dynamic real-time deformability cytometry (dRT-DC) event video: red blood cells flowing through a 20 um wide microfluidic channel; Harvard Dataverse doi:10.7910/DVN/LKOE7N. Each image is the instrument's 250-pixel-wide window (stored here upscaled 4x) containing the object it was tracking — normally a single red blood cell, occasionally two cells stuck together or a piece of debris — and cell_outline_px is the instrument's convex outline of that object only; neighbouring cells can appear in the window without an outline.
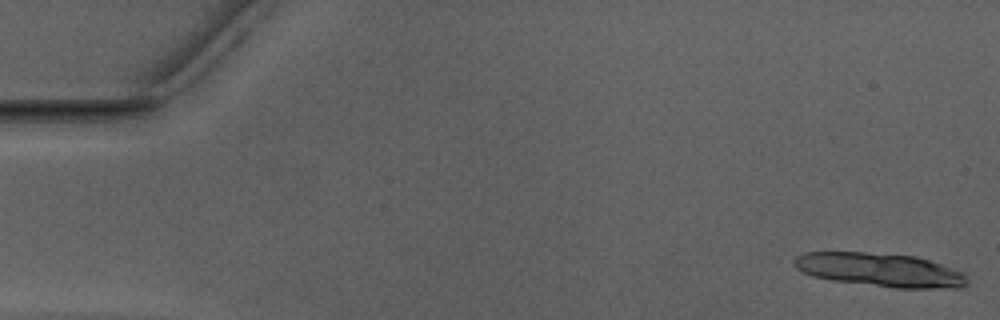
{"species": "Egyptian fruit bat (a non-hibernating species)", "species_latin": "Rousettus aegyptiacus", "temperature_condition": "warm", "stored_images_in_passage": 12, "camera_frame_rate_fps": 3000, "um_per_image_px": 0.085, "animal": {"sex": "male"}, "frame": {"image": 1, "passage_image": 1, "time_ms": 0.0, "image_size_px": [1000, 320], "cell_outline_px": [[968, 284], [960, 288], [896, 288], [832, 280], [812, 276], [796, 268], [792, 264], [792, 260], [796, 256], [804, 252], [864, 252], [916, 256], [964, 272], [968, 280]], "centroid_in_image_um": [74.8, 22.94], "position_along_channel_um": 10.2, "area_um2": 33.99}}